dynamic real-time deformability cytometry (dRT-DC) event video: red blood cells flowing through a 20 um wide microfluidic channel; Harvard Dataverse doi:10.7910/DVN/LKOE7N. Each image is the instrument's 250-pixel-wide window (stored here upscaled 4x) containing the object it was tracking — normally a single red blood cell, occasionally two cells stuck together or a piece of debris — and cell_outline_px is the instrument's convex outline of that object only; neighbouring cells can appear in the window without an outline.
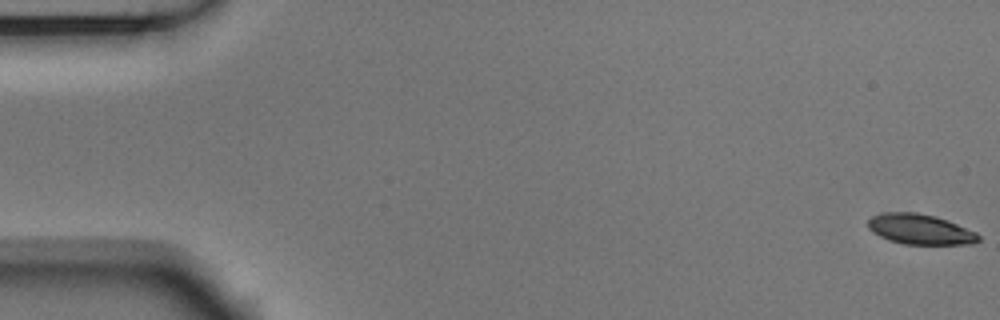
{"species": "Egyptian fruit bat (a non-hibernating species)", "species_latin": "Rousettus aegyptiacus", "temperature_condition": "room temperature", "stored_images_in_passage": 55, "camera_frame_rate_fps": 3000, "um_per_image_px": 0.085, "animal": {"sex": "male"}, "frame": {"image": 1, "passage_image": 1, "time_ms": 0.0, "image_size_px": [1000, 320], "cell_outline_px": [[980, 240], [972, 244], [904, 244], [888, 240], [872, 232], [868, 228], [868, 220], [872, 216], [884, 212], [916, 212], [936, 216], [976, 232], [980, 236]], "centroid_in_image_um": [78.19, 19.49], "position_along_channel_um": 6.8, "area_um2": 19.48}}
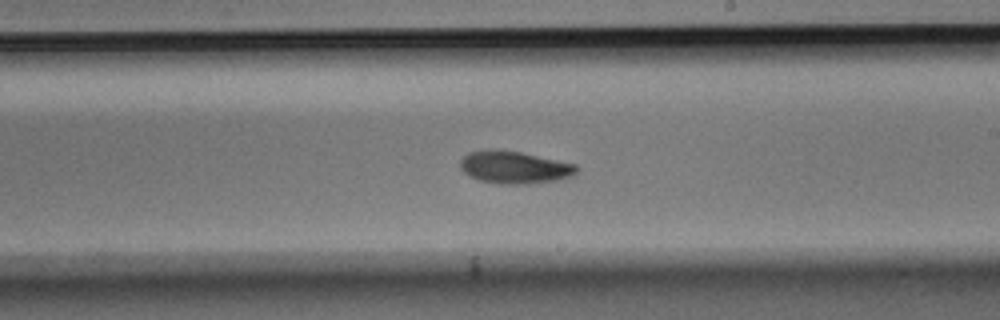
{"frame": {"image": 2, "passage_image": 32, "time_ms": 10.333, "image_size_px": [1000, 320], "cell_outline_px": [[580, 168], [572, 176], [556, 180], [528, 184], [500, 184], [480, 180], [464, 172], [460, 168], [460, 160], [468, 152], [484, 148], [496, 148], [520, 152], [576, 164]], "centroid_in_image_um": [43.71, 14.2], "position_along_channel_um": 245.3, "area_um2": 22.2}}
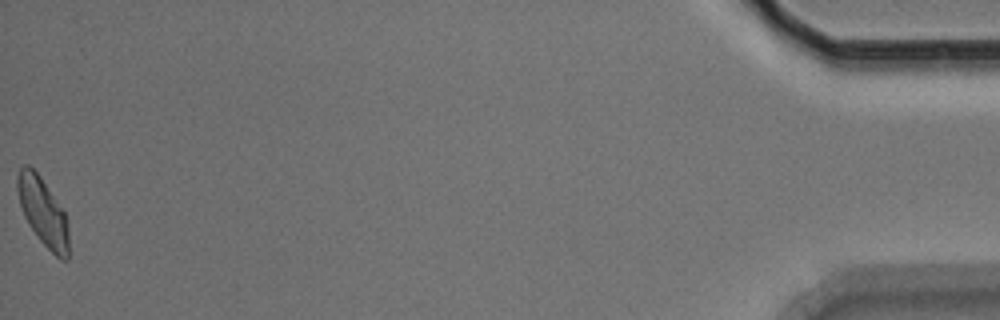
{"frame": {"image": 3, "passage_image": 55, "time_ms": 18.0, "image_size_px": [1000, 320], "cell_outline_px": [[68, 260], [60, 260], [40, 240], [28, 224], [24, 216], [20, 204], [16, 188], [16, 176], [20, 168], [24, 164], [28, 164], [40, 176], [64, 212], [68, 224]], "centroid_in_image_um": [3.63, 18.0], "position_along_channel_um": 431.6, "area_um2": 20.17}, "authors_computed_cell_mechanics": {"area_um2": 20.9236, "velocity_mm_per_s": 3.7071, "shape_relaxation_time_tau1_ms": 4.0819, "shape_relaxation_time_tau2_ms": 5.4815, "deformation_change_tau1": 0.1262, "deformation_change_tau2": 0.1049}}